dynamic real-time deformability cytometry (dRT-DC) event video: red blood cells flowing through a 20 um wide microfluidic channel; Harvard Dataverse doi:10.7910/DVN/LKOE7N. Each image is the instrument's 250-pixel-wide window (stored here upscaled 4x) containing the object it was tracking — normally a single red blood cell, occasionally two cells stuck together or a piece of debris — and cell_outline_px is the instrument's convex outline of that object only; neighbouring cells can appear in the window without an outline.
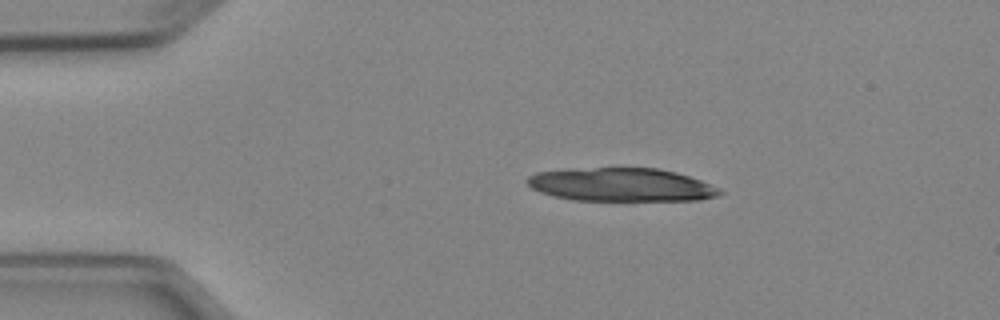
{"species": "Egyptian fruit bat (a non-hibernating species)", "species_latin": "Rousettus aegyptiacus", "temperature_condition": "cold", "stored_images_in_passage": 7, "camera_frame_rate_fps": 3000, "um_per_image_px": 0.085, "animal": {"sex": "female"}, "frame": {"image": 1, "passage_image": 1, "time_ms": 0.0, "image_size_px": [1000, 320], "cell_outline_px": [[724, 192], [720, 196], [700, 200], [572, 200], [552, 196], [540, 192], [532, 188], [524, 180], [528, 176], [536, 172], [568, 168], [660, 168], [676, 172], [700, 180], [720, 188]], "centroid_in_image_um": [52.79, 15.69], "position_along_channel_um": 32.2, "area_um2": 37.8}}
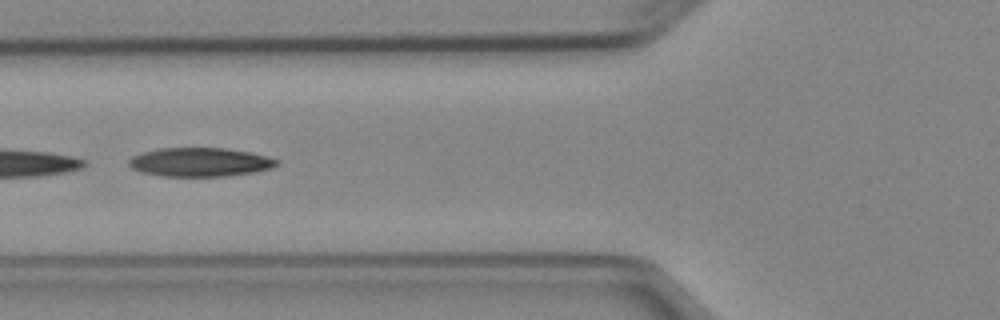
{"frame": {"image": 2, "passage_image": 4, "time_ms": 3.333, "image_size_px": [1000, 320], "cell_outline_px": [[280, 164], [272, 168], [252, 172], [228, 176], [160, 176], [140, 172], [132, 168], [128, 164], [128, 160], [132, 156], [156, 148], [224, 148], [248, 152], [268, 156], [280, 160]], "centroid_in_image_um": [17.0, 13.78], "position_along_channel_um": 108.8, "area_um2": 24.97}}